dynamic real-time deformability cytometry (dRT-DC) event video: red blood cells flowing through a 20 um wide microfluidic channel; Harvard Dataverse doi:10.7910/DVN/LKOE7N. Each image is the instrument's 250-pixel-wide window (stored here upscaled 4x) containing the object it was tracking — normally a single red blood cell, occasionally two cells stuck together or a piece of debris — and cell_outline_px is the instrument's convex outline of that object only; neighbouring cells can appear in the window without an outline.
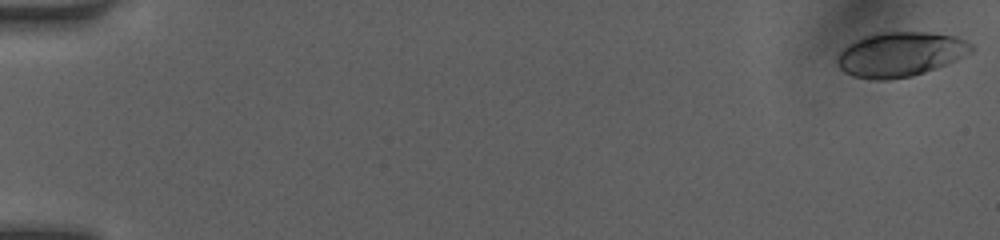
{"species": "human", "species_latin": "Homo sapiens", "temperature_condition": "room temperature", "stored_images_in_passage": 50, "camera_frame_rate_fps": 3000, "um_per_image_px": 0.085, "donor": {"sex": "female"}, "frame": {"image": 1, "passage_image": 1, "time_ms": 0.0, "image_size_px": [1000, 240], "cell_outline_px": [[976, 48], [972, 52], [956, 60], [924, 72], [912, 76], [888, 80], [876, 80], [852, 76], [844, 72], [836, 64], [836, 60], [840, 52], [848, 44], [864, 36], [880, 32], [928, 32], [956, 36], [972, 44]], "centroid_in_image_um": [76.52, 4.61], "position_along_channel_um": 8.5, "area_um2": 34.91}}
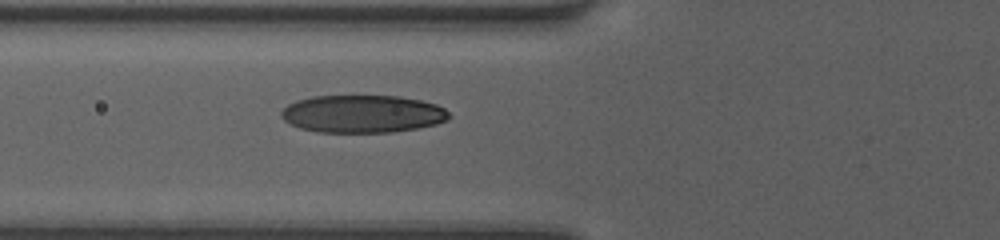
{"frame": {"image": 2, "passage_image": 20, "time_ms": 6.333, "image_size_px": [1000, 240], "cell_outline_px": [[452, 116], [448, 120], [436, 124], [416, 128], [392, 132], [316, 132], [300, 128], [284, 120], [280, 116], [280, 112], [288, 104], [296, 100], [312, 96], [400, 96], [420, 100], [436, 104], [444, 108]], "centroid_in_image_um": [30.81, 9.68], "position_along_channel_um": 95.0, "area_um2": 36.93}}
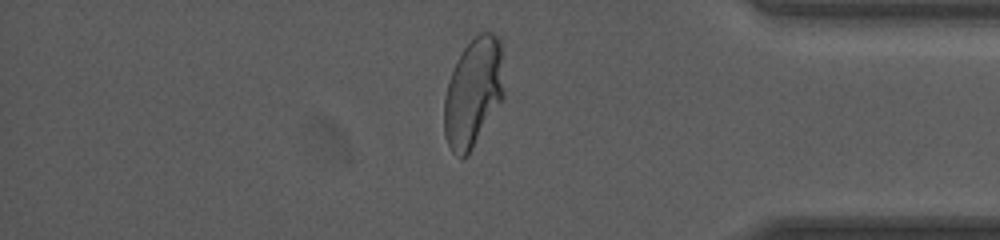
{"frame": {"image": 3, "passage_image": 43, "time_ms": 14.0, "image_size_px": [1000, 240], "cell_outline_px": [[504, 96], [468, 156], [460, 160], [452, 152], [444, 136], [444, 96], [448, 80], [456, 60], [464, 48], [480, 32], [492, 32], [500, 36], [504, 92]], "centroid_in_image_um": [40.21, 7.88], "position_along_channel_um": 395.0, "area_um2": 38.32}, "authors_computed_cell_mechanics": {"area_um2": 36.2117, "velocity_mm_per_s": 4.1788, "shape_relaxation_time_tau1_ms": 5.2144, "shape_relaxation_time_tau2_ms": 0.7016, "deformation_change_tau1": 0.2041, "deformation_change_tau2": 0.0635}}